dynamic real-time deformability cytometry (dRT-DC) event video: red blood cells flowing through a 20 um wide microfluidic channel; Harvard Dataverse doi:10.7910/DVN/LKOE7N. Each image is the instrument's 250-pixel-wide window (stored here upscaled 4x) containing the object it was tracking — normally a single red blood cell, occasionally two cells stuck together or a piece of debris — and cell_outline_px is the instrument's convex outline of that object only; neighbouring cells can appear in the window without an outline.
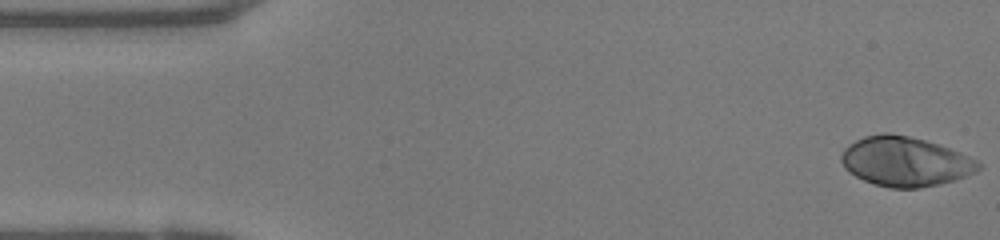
{"species": "human", "species_latin": "Homo sapiens", "temperature_condition": "warm", "stored_images_in_passage": 49, "camera_frame_rate_fps": 3000, "um_per_image_px": 0.085, "donor": {"sex": "female"}, "frame": {"image": 1, "passage_image": 1, "time_ms": 0.0, "image_size_px": [1000, 240], "cell_outline_px": [[984, 164], [976, 172], [968, 176], [956, 180], [940, 184], [920, 188], [892, 188], [872, 184], [848, 172], [844, 168], [840, 160], [840, 156], [844, 148], [848, 144], [864, 136], [884, 132], [888, 132], [908, 136], [924, 140], [960, 152]], "centroid_in_image_um": [76.93, 13.74], "position_along_channel_um": 8.1, "area_um2": 39.88}}
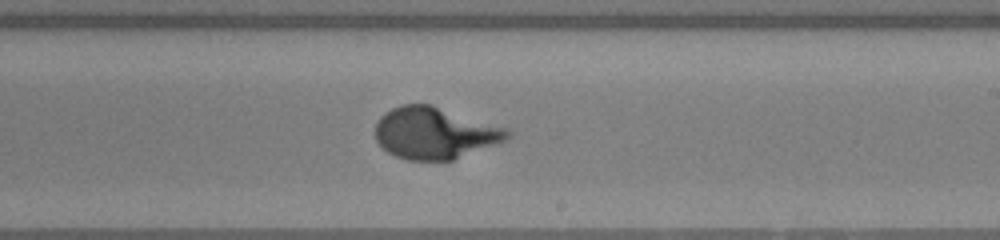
{"frame": {"image": 2, "passage_image": 28, "time_ms": 9.0, "image_size_px": [1000, 240], "cell_outline_px": [[512, 136], [504, 140], [452, 160], [408, 160], [396, 156], [388, 152], [376, 140], [376, 124], [380, 116], [384, 112], [400, 104], [432, 104], [508, 128], [512, 132]], "centroid_in_image_um": [36.95, 11.29], "position_along_channel_um": 252.1, "area_um2": 39.71}}
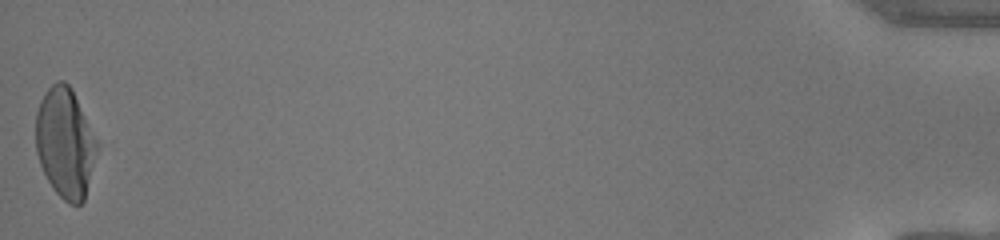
{"frame": {"image": 3, "passage_image": 49, "time_ms": 16.0, "image_size_px": [1000, 240], "cell_outline_px": [[104, 144], [84, 200], [80, 204], [68, 204], [56, 192], [48, 180], [40, 164], [36, 152], [36, 112], [40, 100], [44, 92], [56, 80], [64, 80], [72, 88]], "centroid_in_image_um": [5.65, 12.12], "position_along_channel_um": 429.5, "area_um2": 41.21}, "authors_computed_cell_mechanics": {"area_um2": 38.7838, "velocity_mm_per_s": 4.0704, "shape_relaxation_time_tau1_ms": 3.9244, "shape_relaxation_time_tau2_ms": null, "deformation_change_tau1": 0.2727, "deformation_change_tau2": null}}